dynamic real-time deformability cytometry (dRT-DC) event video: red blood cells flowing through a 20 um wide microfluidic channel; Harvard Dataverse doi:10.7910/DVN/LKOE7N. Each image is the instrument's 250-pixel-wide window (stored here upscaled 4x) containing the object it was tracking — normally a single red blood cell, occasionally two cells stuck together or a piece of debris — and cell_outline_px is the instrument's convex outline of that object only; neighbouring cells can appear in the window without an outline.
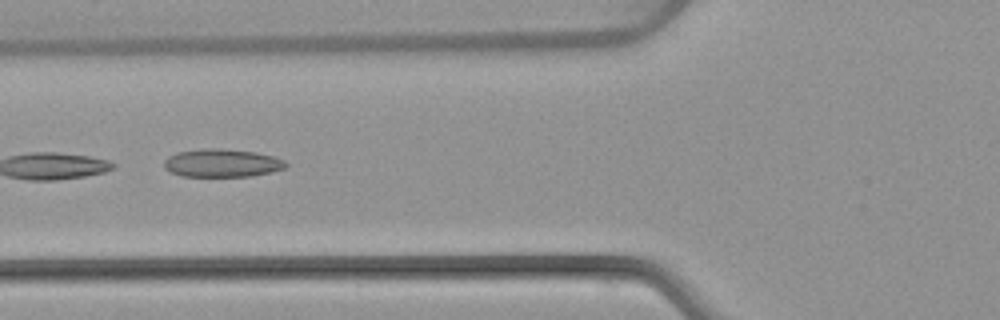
{"species": "common noctule bat (a hibernating species)", "species_latin": "Nyctalus noctula", "temperature_condition": "warm", "stored_images_in_passage": 7, "camera_frame_rate_fps": 3000, "um_per_image_px": 0.085, "animal": {"sex": "female", "body_mass_g": 22.7, "forearm_length_mm": 54.2}, "frame": {"image": 1, "passage_image": 6, "time_ms": 6.0, "image_size_px": [1000, 320], "cell_outline_px": [[288, 164], [284, 168], [272, 172], [252, 176], [180, 176], [164, 168], [164, 160], [168, 156], [176, 152], [208, 148], [220, 148], [256, 152], [272, 156], [284, 160]], "centroid_in_image_um": [18.86, 13.85], "position_along_channel_um": 106.9, "area_um2": 19.94}}
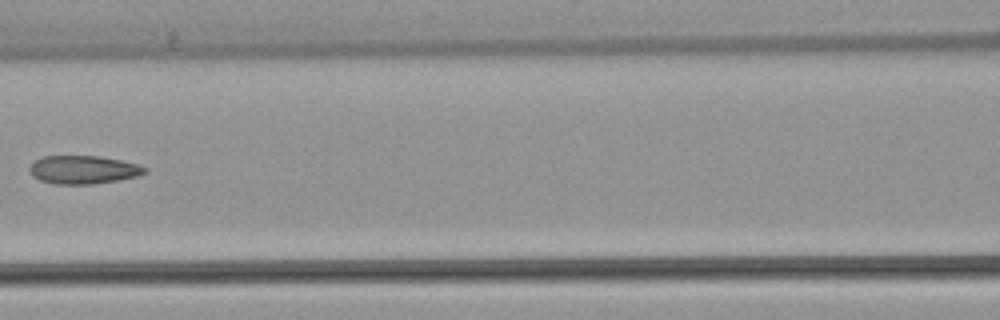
{"frame": {"image": 2, "passage_image": 7, "time_ms": 7.333, "image_size_px": [1000, 320], "cell_outline_px": [[148, 172], [136, 176], [116, 180], [92, 184], [56, 184], [40, 180], [32, 176], [28, 168], [36, 160], [44, 156], [100, 156], [120, 160], [136, 164], [148, 168]], "centroid_in_image_um": [7.07, 14.42], "position_along_channel_um": 159.5, "area_um2": 18.84}}